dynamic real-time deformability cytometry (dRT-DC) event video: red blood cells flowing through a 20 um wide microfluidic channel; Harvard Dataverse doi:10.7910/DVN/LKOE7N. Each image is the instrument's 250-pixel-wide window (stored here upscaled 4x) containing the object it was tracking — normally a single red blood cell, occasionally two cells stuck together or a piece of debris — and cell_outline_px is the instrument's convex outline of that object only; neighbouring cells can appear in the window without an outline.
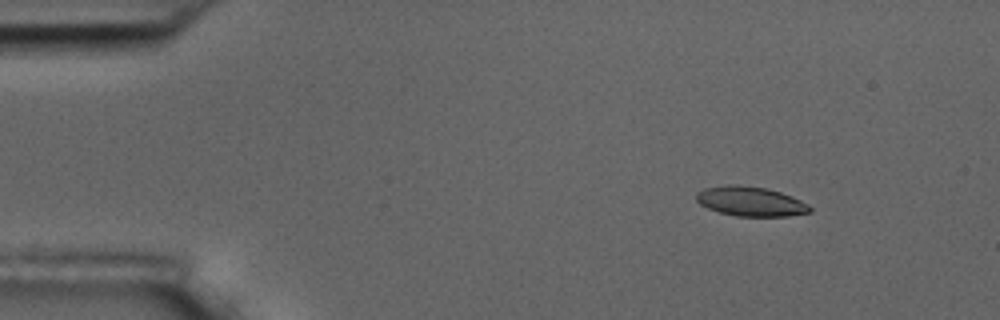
{"species": "common noctule bat (a hibernating species)", "species_latin": "Nyctalus noctula", "temperature_condition": "room temperature", "stored_images_in_passage": 9, "camera_frame_rate_fps": 3000, "um_per_image_px": 0.085, "animal": {"sex": "male", "body_mass_g": 17.5, "forearm_length_mm": 52.3}, "frame": {"image": 1, "passage_image": 1, "time_ms": 0.0, "image_size_px": [1000, 320], "cell_outline_px": [[812, 212], [788, 216], [736, 216], [720, 212], [708, 208], [700, 204], [696, 200], [696, 192], [704, 188], [728, 184], [732, 184], [768, 188], [792, 196], [808, 204], [812, 208]], "centroid_in_image_um": [63.8, 17.11], "position_along_channel_um": 21.2, "area_um2": 19.65}}
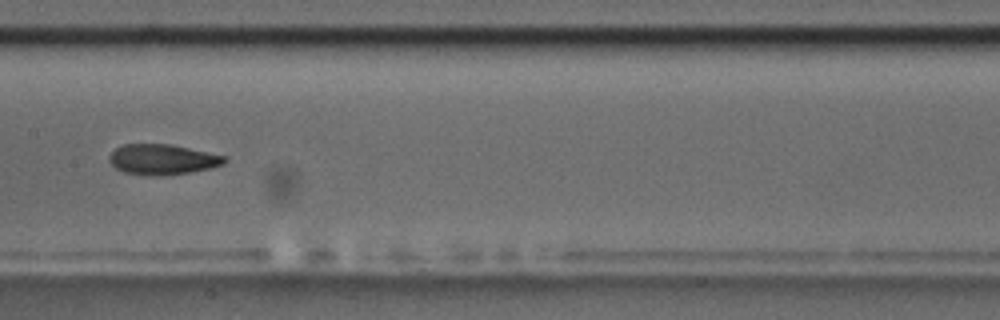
{"frame": {"image": 2, "passage_image": 7, "time_ms": 7.0, "image_size_px": [1000, 320], "cell_outline_px": [[228, 160], [224, 164], [212, 168], [164, 176], [148, 176], [124, 172], [116, 168], [108, 160], [108, 156], [116, 148], [124, 144], [172, 144], [228, 156]], "centroid_in_image_um": [13.84, 13.55], "position_along_channel_um": 193.6, "area_um2": 20.69}}
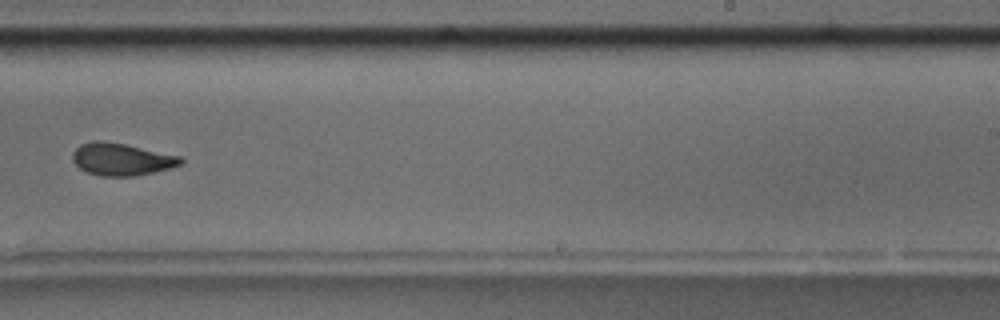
{"frame": {"image": 3, "passage_image": 9, "time_ms": 9.333, "image_size_px": [1000, 320], "cell_outline_px": [[184, 160], [180, 164], [172, 168], [136, 176], [100, 176], [88, 172], [80, 168], [72, 160], [72, 152], [80, 144], [92, 140], [104, 140], [124, 144], [180, 156]], "centroid_in_image_um": [10.31, 13.53], "position_along_channel_um": 278.7, "area_um2": 20.4}}